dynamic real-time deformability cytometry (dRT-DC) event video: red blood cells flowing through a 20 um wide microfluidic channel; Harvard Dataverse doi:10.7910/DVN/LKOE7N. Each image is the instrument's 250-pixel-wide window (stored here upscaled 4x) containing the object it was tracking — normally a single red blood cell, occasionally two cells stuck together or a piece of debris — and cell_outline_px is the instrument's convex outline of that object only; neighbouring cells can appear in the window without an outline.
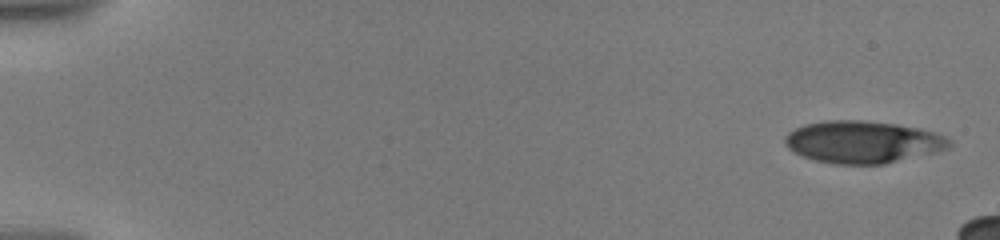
{"species": "human", "species_latin": "Homo sapiens", "temperature_condition": "warm", "stored_images_in_passage": 15, "camera_frame_rate_fps": 3000, "um_per_image_px": 0.085, "donor": {"sex": "male"}, "frame": {"image": 1, "passage_image": 1, "time_ms": 0.0, "image_size_px": [1000, 240], "cell_outline_px": [[952, 144], [948, 148], [884, 164], [832, 164], [816, 160], [804, 156], [788, 148], [784, 140], [784, 136], [788, 132], [804, 124], [824, 120], [860, 120], [896, 124], [916, 128], [932, 132], [944, 136], [952, 140]], "centroid_in_image_um": [73.3, 12.06], "position_along_channel_um": 11.7, "area_um2": 40.06}}
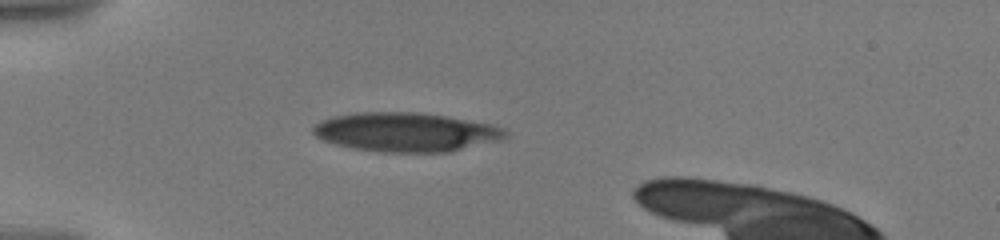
{"frame": {"image": 2, "passage_image": 12, "time_ms": 5.0, "image_size_px": [1000, 240], "cell_outline_px": [[508, 136], [504, 140], [452, 152], [376, 152], [352, 148], [336, 144], [324, 140], [316, 136], [312, 132], [312, 128], [316, 124], [332, 116], [356, 112], [416, 112], [448, 116], [488, 124], [504, 128], [508, 132]], "centroid_in_image_um": [34.55, 11.24], "position_along_channel_um": 50.4, "area_um2": 44.16}}